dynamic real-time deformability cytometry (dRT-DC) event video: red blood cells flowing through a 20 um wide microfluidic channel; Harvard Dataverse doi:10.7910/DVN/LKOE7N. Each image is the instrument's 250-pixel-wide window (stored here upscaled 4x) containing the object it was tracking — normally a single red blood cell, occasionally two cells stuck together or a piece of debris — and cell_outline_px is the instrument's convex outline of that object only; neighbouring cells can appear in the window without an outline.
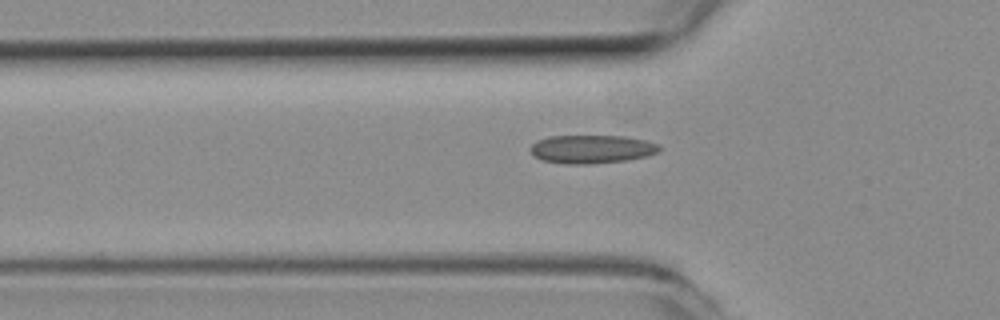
{"species": "common noctule bat (a hibernating species)", "species_latin": "Nyctalus noctula", "temperature_condition": "room temperature", "stored_images_in_passage": 31, "camera_frame_rate_fps": 3000, "um_per_image_px": 0.085, "animal": {"sex": "female", "body_mass_g": 19.3, "forearm_length_mm": 54.1}, "frame": {"image": 1, "passage_image": 4, "time_ms": 1.0, "image_size_px": [1000, 320], "cell_outline_px": [[660, 148], [656, 152], [644, 156], [624, 160], [588, 164], [564, 164], [540, 160], [532, 152], [532, 144], [536, 140], [548, 136], [624, 136], [644, 140], [660, 144]], "centroid_in_image_um": [50.25, 12.67], "position_along_channel_um": 75.5, "area_um2": 21.1}}
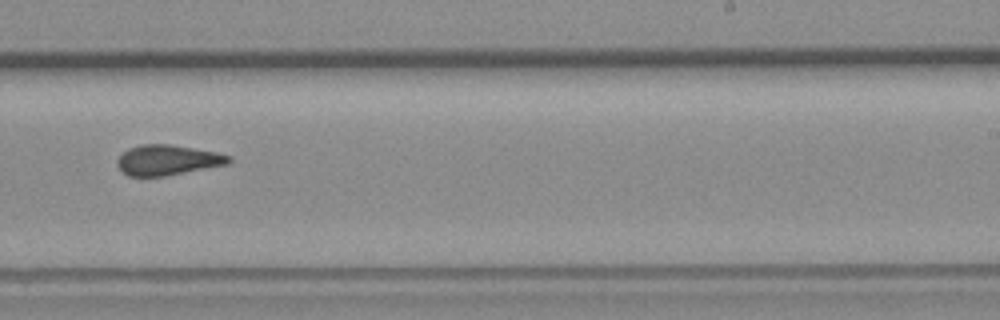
{"frame": {"image": 2, "passage_image": 19, "time_ms": 6.0, "image_size_px": [1000, 320], "cell_outline_px": [[232, 160], [228, 164], [164, 176], [128, 176], [116, 164], [116, 160], [128, 148], [140, 144], [168, 144], [216, 152], [228, 156]], "centroid_in_image_um": [14.21, 13.6], "position_along_channel_um": 274.8, "area_um2": 19.42}}
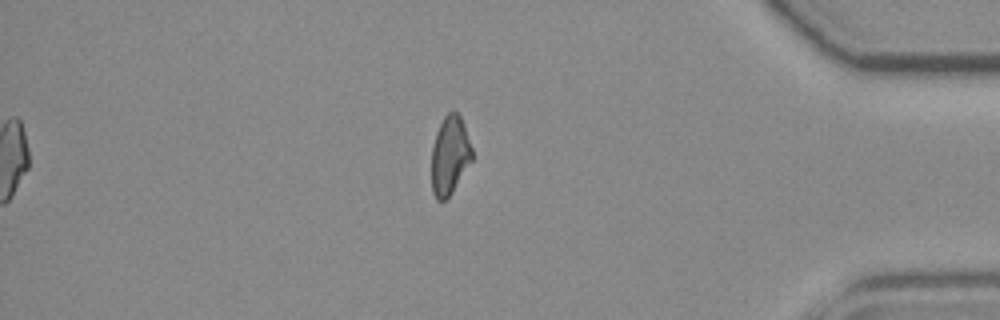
{"frame": {"image": 3, "passage_image": 31, "time_ms": 10.0, "image_size_px": [1000, 320], "cell_outline_px": [[472, 160], [452, 192], [444, 200], [436, 200], [432, 192], [432, 144], [436, 132], [444, 116], [448, 112], [456, 112], [460, 116], [464, 124], [472, 148]], "centroid_in_image_um": [38.22, 13.2], "position_along_channel_um": 397.0, "area_um2": 18.44}, "authors_computed_cell_mechanics": {"area_um2": 19.8254, "velocity_mm_per_s": 3.9796, "shape_relaxation_time_tau1_ms": null, "shape_relaxation_time_tau2_ms": 2.2622, "deformation_change_tau1": null, "deformation_change_tau2": 0.0772}}